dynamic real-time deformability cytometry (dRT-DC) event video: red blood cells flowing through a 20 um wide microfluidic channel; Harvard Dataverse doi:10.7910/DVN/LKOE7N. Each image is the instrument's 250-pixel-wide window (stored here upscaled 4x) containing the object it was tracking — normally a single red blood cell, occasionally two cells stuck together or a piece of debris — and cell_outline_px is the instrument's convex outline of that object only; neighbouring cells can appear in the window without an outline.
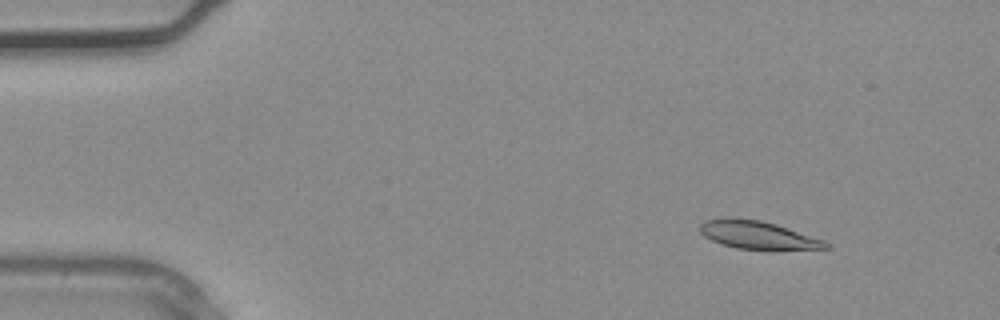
{"species": "common noctule bat (a hibernating species)", "species_latin": "Nyctalus noctula", "temperature_condition": "warm", "stored_images_in_passage": 2, "camera_frame_rate_fps": 3000, "um_per_image_px": 0.085, "animal": {"sex": "male", "body_mass_g": 20.4}, "frame": {"image": 1, "passage_image": 1, "time_ms": 0.0, "image_size_px": [1000, 320], "cell_outline_px": [[832, 248], [776, 252], [768, 252], [736, 248], [712, 240], [704, 236], [700, 232], [700, 224], [704, 220], [720, 216], [732, 216], [760, 220], [776, 224], [824, 240], [832, 244]], "centroid_in_image_um": [64.47, 20.0], "position_along_channel_um": 20.5, "area_um2": 21.79}}